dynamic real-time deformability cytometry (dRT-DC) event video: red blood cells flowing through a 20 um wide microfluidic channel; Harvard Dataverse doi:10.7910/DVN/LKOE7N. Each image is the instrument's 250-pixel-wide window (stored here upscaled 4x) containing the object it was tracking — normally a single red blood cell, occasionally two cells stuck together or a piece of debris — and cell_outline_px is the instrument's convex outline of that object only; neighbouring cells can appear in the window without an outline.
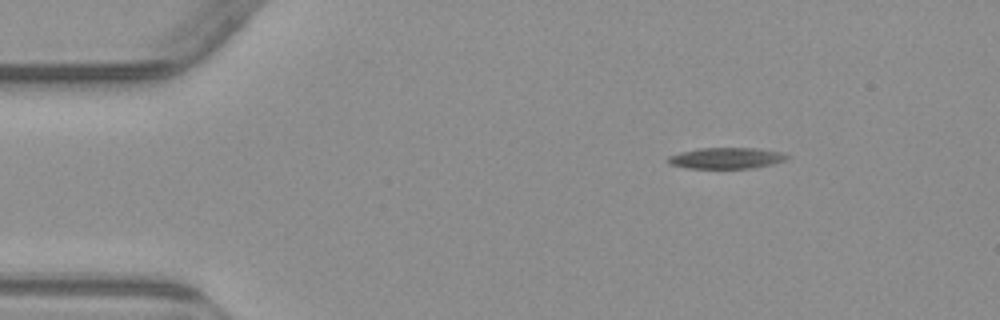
{"species": "common noctule bat (a hibernating species)", "species_latin": "Nyctalus noctula", "temperature_condition": "warm", "stored_images_in_passage": 3, "camera_frame_rate_fps": 3000, "um_per_image_px": 0.085, "animal": {"sex": "male", "body_mass_g": 23.1, "forearm_length_mm": 52.7}, "frame": {"image": 1, "passage_image": 1, "time_ms": 0.0, "image_size_px": [1000, 320], "cell_outline_px": [[788, 156], [784, 160], [772, 164], [752, 168], [688, 168], [672, 164], [668, 160], [668, 156], [680, 152], [700, 148], [756, 148], [784, 152]], "centroid_in_image_um": [61.76, 13.43], "position_along_channel_um": 23.2, "area_um2": 14.45}}